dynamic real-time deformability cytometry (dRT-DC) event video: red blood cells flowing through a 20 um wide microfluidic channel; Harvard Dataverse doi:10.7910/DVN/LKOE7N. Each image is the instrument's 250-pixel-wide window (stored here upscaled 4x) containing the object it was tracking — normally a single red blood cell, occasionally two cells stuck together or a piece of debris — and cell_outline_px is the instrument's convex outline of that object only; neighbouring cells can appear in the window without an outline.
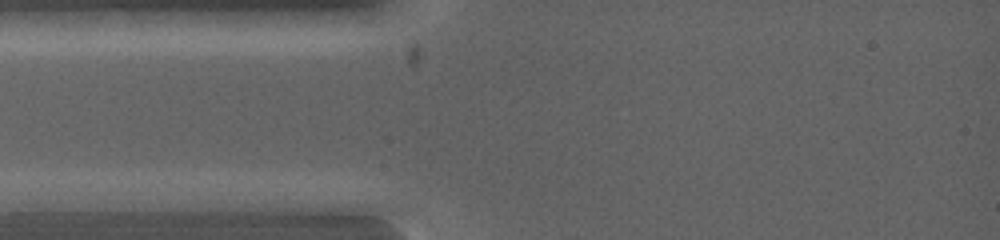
{"species": "common noctule bat (a hibernating species)", "species_latin": "Nyctalus noctula", "temperature_condition": "warm", "stored_images_in_passage": 4, "camera_frame_rate_fps": 5000, "um_per_image_px": 0.085, "animal": {"sex": "female", "body_mass_g": 19.0, "forearm_length_mm": 53.3}, "frame": {"image": 1, "passage_image": 1, "time_ms": 0.0, "image_size_px": [1000, 240], "cell_outline_px": [[140, 200], [132, 212], [16, 212], [12, 200], [20, 192], [104, 192]], "centroid_in_image_um": [6.2, 17.2], "position_along_channel_um": 78.8, "area_um2": 16.7}}